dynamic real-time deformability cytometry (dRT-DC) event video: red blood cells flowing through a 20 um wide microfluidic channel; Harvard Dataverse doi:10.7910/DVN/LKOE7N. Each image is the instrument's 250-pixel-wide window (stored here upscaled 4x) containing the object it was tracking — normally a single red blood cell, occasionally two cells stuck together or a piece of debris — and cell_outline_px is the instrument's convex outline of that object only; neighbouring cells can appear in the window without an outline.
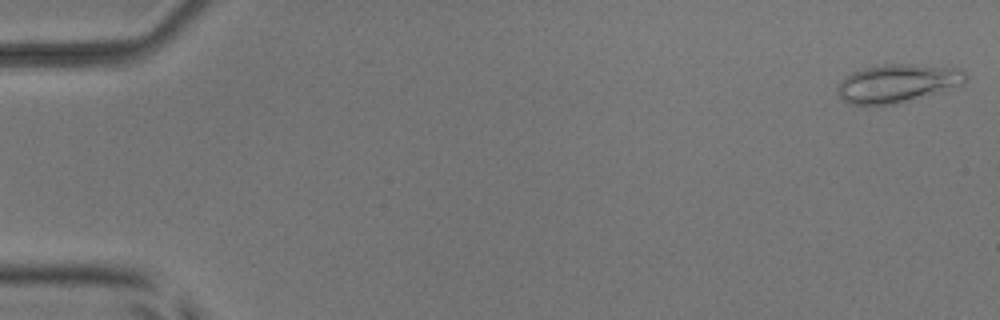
{"species": "common noctule bat (a hibernating species)", "species_latin": "Nyctalus noctula", "temperature_condition": "room temperature", "stored_images_in_passage": 52, "camera_frame_rate_fps": 3000, "um_per_image_px": 0.085, "animal": {"sex": "male", "body_mass_g": 17.9, "forearm_length_mm": 54.2}, "frame": {"image": 1, "passage_image": 1, "time_ms": 0.0, "image_size_px": [1000, 320], "cell_outline_px": [[968, 80], [964, 84], [944, 92], [896, 104], [848, 104], [836, 92], [836, 88], [840, 80], [852, 72], [864, 68], [884, 64], [916, 64], [960, 68], [968, 76]], "centroid_in_image_um": [76.34, 7.08], "position_along_channel_um": 8.7, "area_um2": 29.07}}
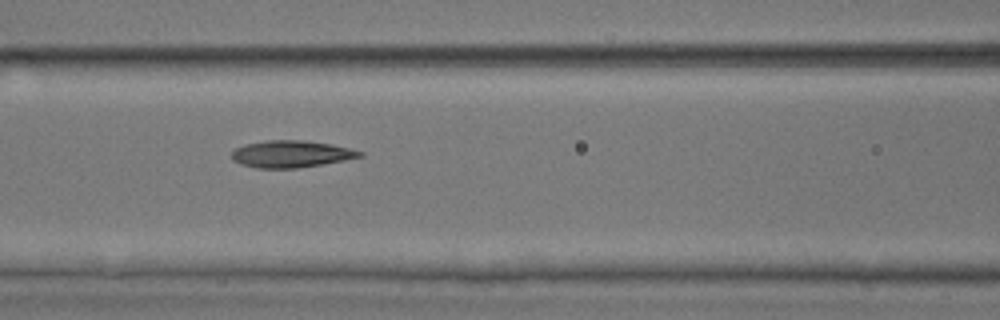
{"frame": {"image": 2, "passage_image": 23, "time_ms": 7.333, "image_size_px": [1000, 320], "cell_outline_px": [[364, 156], [344, 160], [296, 168], [256, 168], [240, 164], [232, 160], [232, 152], [236, 148], [244, 144], [264, 140], [304, 140], [332, 144], [364, 152]], "centroid_in_image_um": [24.72, 13.08], "position_along_channel_um": 141.9, "area_um2": 20.11}}
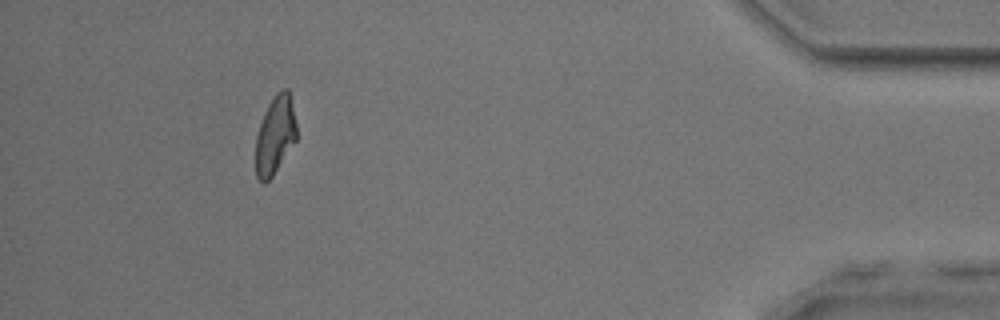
{"frame": {"image": 3, "passage_image": 48, "time_ms": 15.667, "image_size_px": [1000, 320], "cell_outline_px": [[296, 140], [272, 176], [264, 184], [256, 176], [256, 136], [264, 112], [268, 104], [276, 92], [280, 88], [288, 88], [296, 124]], "centroid_in_image_um": [23.38, 11.46], "position_along_channel_um": 411.8, "area_um2": 18.44}, "authors_computed_cell_mechanics": {"area_um2": 20.1144, "velocity_mm_per_s": 3.9346, "shape_relaxation_time_tau1_ms": 4.7243, "shape_relaxation_time_tau2_ms": 2.9338, "deformation_change_tau1": 0.1607, "deformation_change_tau2": 0.117}}